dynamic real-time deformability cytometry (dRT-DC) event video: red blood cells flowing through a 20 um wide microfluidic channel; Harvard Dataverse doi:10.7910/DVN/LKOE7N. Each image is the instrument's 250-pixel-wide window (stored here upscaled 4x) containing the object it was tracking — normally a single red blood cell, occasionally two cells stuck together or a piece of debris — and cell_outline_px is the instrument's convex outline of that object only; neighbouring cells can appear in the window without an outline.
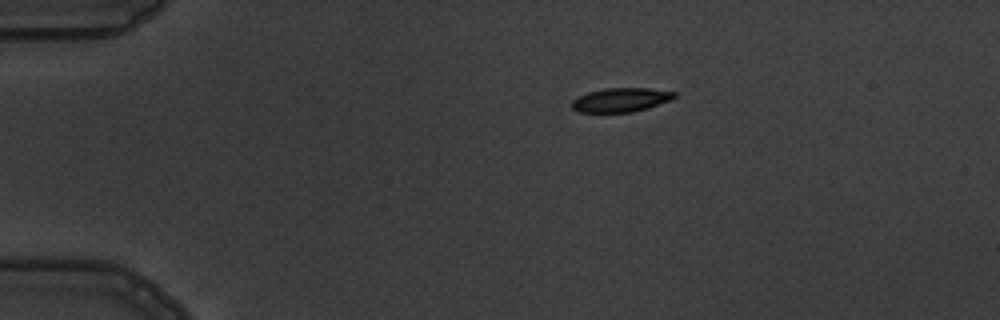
{"species": "common noctule bat (a hibernating species)", "species_latin": "Nyctalus noctula", "temperature_condition": "warm", "stored_images_in_passage": 7, "camera_frame_rate_fps": 3000, "um_per_image_px": 0.085, "animal": {"sex": "male", "body_mass_g": 19.5, "forearm_length_mm": 54.6}, "frame": {"image": 1, "passage_image": 1, "time_ms": 0.0, "image_size_px": [1000, 320], "cell_outline_px": [[676, 96], [672, 100], [648, 108], [632, 112], [576, 112], [572, 108], [572, 100], [588, 92], [604, 88], [648, 88], [676, 92]], "centroid_in_image_um": [52.79, 8.49], "position_along_channel_um": 32.2, "area_um2": 14.39}}
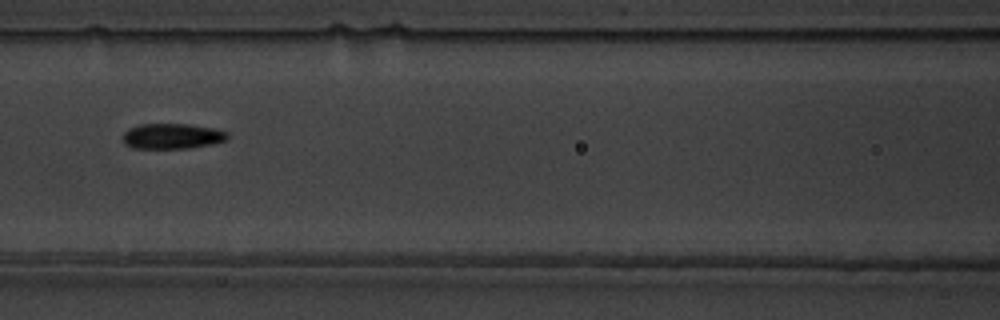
{"frame": {"image": 2, "passage_image": 5, "time_ms": 4.667, "image_size_px": [1000, 320], "cell_outline_px": [[228, 140], [212, 144], [188, 148], [132, 148], [124, 144], [124, 132], [128, 128], [140, 124], [188, 124], [216, 128], [228, 132]], "centroid_in_image_um": [14.66, 11.57], "position_along_channel_um": 151.9, "area_um2": 15.61}}
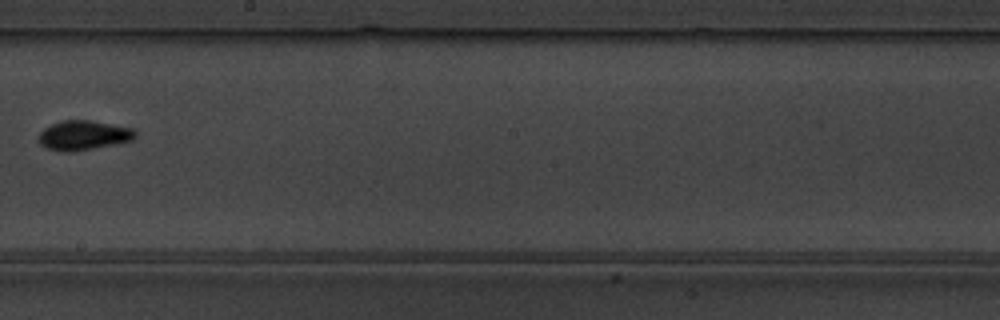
{"frame": {"image": 3, "passage_image": 7, "time_ms": 7.0, "image_size_px": [1000, 320], "cell_outline_px": [[136, 136], [132, 140], [72, 152], [44, 148], [40, 144], [36, 136], [44, 128], [52, 124], [64, 120], [92, 120], [132, 128], [136, 132]], "centroid_in_image_um": [7.05, 11.49], "position_along_channel_um": 241.1, "area_um2": 16.53}}